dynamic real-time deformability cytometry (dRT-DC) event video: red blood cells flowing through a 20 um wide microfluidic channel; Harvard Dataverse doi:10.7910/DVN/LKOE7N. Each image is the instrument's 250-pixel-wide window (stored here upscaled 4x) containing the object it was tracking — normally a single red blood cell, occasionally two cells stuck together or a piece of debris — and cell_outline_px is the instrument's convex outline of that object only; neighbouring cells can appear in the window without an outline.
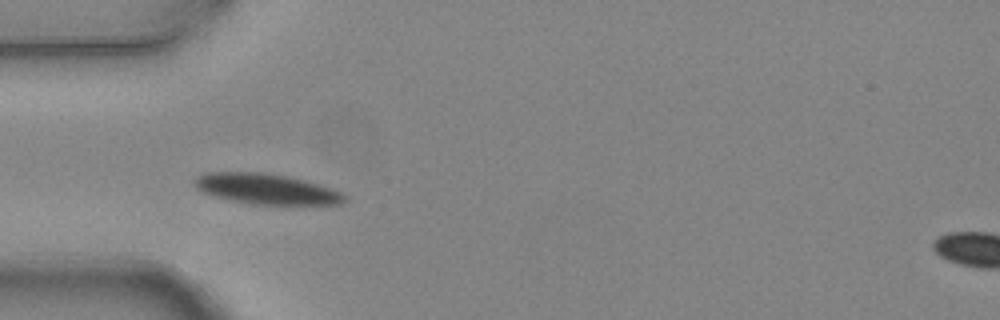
{"species": "common noctule bat (a hibernating species)", "species_latin": "Nyctalus noctula", "temperature_condition": "warm", "stored_images_in_passage": 3, "camera_frame_rate_fps": 3000, "um_per_image_px": 0.085, "animal": {"sex": "female", "body_mass_g": 24.6, "forearm_length_mm": 56.2}, "frame": {"image": 1, "passage_image": 2, "time_ms": 0.333, "image_size_px": [1000, 320], "cell_outline_px": [[348, 200], [344, 204], [252, 204], [232, 200], [216, 196], [204, 192], [196, 188], [192, 184], [192, 180], [196, 176], [204, 172], [264, 172], [288, 176], [304, 180], [340, 192], [348, 196]], "centroid_in_image_um": [22.61, 16.05], "position_along_channel_um": 62.4, "area_um2": 26.59}}
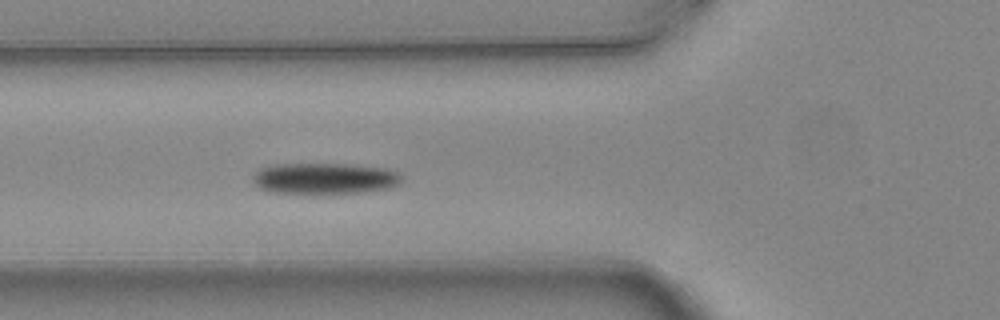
{"frame": {"image": 2, "passage_image": 3, "time_ms": 0.667, "image_size_px": [1000, 320], "cell_outline_px": [[404, 176], [400, 184], [392, 188], [360, 192], [268, 192], [260, 188], [252, 180], [252, 176], [260, 168], [272, 164], [352, 164], [384, 168], [400, 172]], "centroid_in_image_um": [27.64, 15.14], "position_along_channel_um": 98.2, "area_um2": 26.93}}